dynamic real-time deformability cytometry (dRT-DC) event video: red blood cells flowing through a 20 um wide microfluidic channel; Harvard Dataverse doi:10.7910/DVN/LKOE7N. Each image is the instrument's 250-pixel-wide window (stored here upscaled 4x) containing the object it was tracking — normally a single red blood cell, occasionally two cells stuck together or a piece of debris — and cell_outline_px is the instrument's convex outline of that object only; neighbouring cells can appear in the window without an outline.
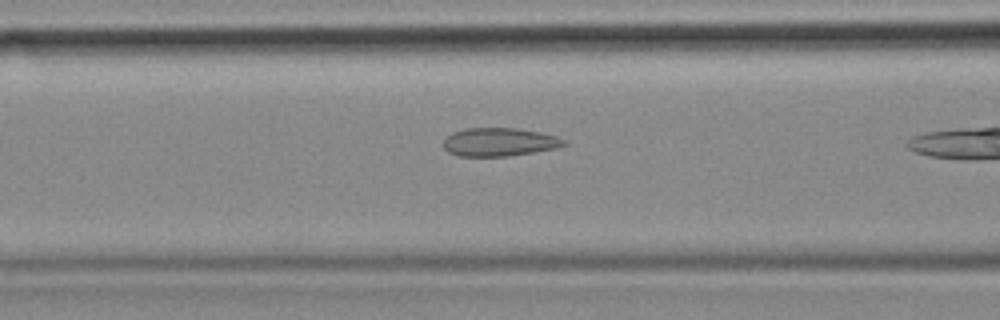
{"species": "common noctule bat (a hibernating species)", "species_latin": "Nyctalus noctula", "temperature_condition": "cold", "stored_images_in_passage": 33, "camera_frame_rate_fps": 3000, "um_per_image_px": 0.085, "animal": {"sex": "female", "body_mass_g": 18.4}, "frame": {"image": 1, "passage_image": 10, "time_ms": 3.0, "image_size_px": [1000, 320], "cell_outline_px": [[568, 144], [552, 148], [532, 152], [508, 156], [460, 156], [448, 152], [444, 148], [444, 140], [452, 132], [464, 128], [516, 128], [540, 132], [556, 136], [568, 140]], "centroid_in_image_um": [42.44, 12.06], "position_along_channel_um": 124.2, "area_um2": 19.83}}